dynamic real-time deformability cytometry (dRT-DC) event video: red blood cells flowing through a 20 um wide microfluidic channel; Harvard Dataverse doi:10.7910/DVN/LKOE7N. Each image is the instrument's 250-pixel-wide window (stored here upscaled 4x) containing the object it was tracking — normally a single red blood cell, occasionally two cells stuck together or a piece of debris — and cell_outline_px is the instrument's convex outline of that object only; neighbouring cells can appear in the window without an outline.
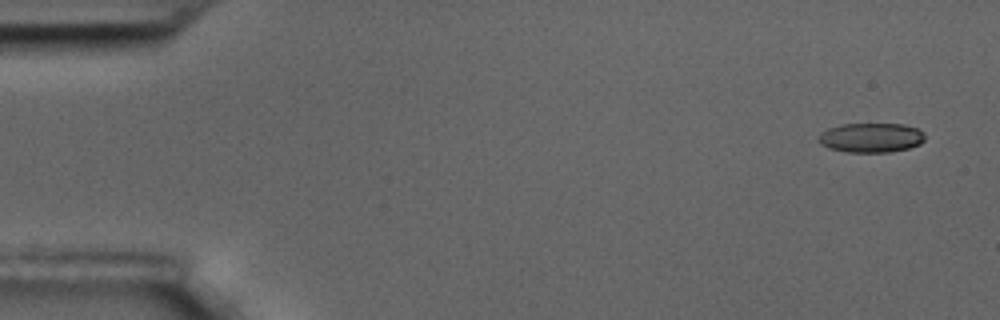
{"species": "common noctule bat (a hibernating species)", "species_latin": "Nyctalus noctula", "temperature_condition": "room temperature", "stored_images_in_passage": 5, "camera_frame_rate_fps": 3000, "um_per_image_px": 0.085, "animal": {"sex": "male", "body_mass_g": 17.5, "forearm_length_mm": 52.3}, "frame": {"image": 1, "passage_image": 1, "time_ms": 0.0, "image_size_px": [1000, 320], "cell_outline_px": [[924, 140], [920, 144], [908, 148], [892, 152], [848, 152], [828, 148], [820, 144], [816, 140], [820, 132], [828, 128], [840, 124], [904, 124], [916, 128], [924, 132]], "centroid_in_image_um": [74.0, 11.7], "position_along_channel_um": 11.0, "area_um2": 18.5}}
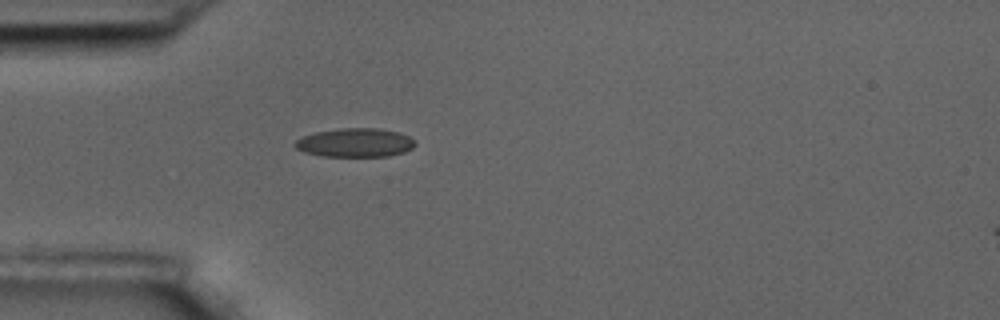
{"frame": {"image": 2, "passage_image": 5, "time_ms": 1.333, "image_size_px": [1000, 320], "cell_outline_px": [[416, 144], [412, 148], [404, 152], [388, 156], [320, 156], [304, 152], [296, 148], [292, 144], [296, 140], [304, 136], [316, 132], [340, 128], [380, 128], [400, 132], [408, 136]], "centroid_in_image_um": [30.17, 12.12], "position_along_channel_um": 54.8, "area_um2": 20.17}}